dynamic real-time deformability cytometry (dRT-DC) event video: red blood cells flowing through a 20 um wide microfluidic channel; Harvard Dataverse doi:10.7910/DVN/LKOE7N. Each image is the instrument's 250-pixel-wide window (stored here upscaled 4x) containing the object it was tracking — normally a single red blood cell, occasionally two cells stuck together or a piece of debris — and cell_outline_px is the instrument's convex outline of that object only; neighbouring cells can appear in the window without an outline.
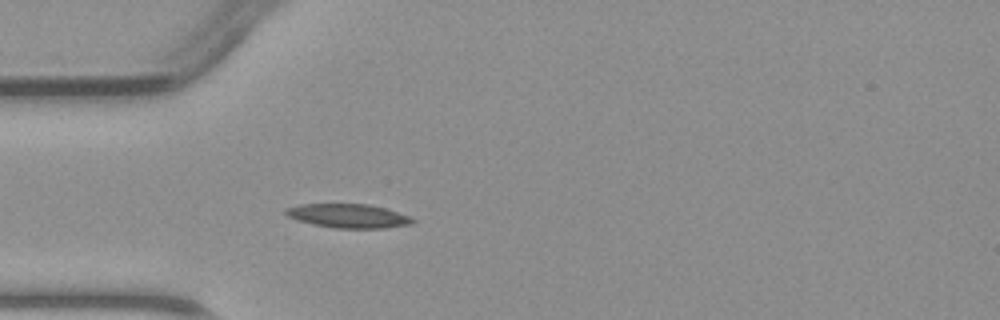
{"species": "common noctule bat (a hibernating species)", "species_latin": "Nyctalus noctula", "temperature_condition": "warm", "stored_images_in_passage": 1, "camera_frame_rate_fps": 3000, "um_per_image_px": 0.085, "animal": {"sex": "male", "body_mass_g": 23.1, "forearm_length_mm": 52.7}, "frame": {"image": 1, "passage_image": 1, "time_ms": 0.0, "image_size_px": [1000, 320], "cell_outline_px": [[416, 220], [412, 224], [384, 228], [336, 228], [316, 224], [300, 220], [288, 216], [284, 212], [284, 208], [300, 204], [368, 204], [384, 208], [412, 216]], "centroid_in_image_um": [29.65, 18.34], "position_along_channel_um": 55.3, "area_um2": 17.57}}